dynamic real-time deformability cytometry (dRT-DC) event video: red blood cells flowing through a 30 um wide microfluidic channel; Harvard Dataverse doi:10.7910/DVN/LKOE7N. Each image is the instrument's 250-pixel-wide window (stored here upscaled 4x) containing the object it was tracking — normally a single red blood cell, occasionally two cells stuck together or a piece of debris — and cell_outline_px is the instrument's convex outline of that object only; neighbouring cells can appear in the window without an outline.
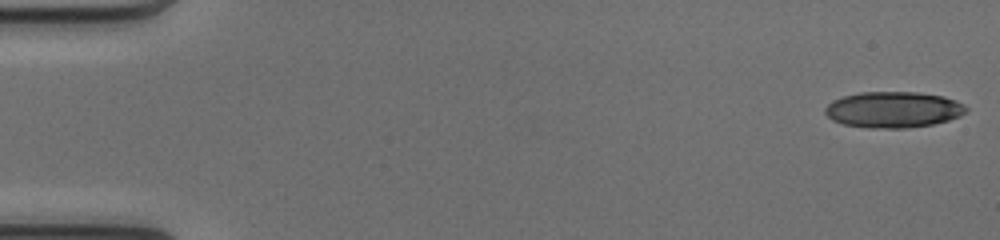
{"species": "common noctule bat (a hibernating species)", "species_latin": "Nyctalus noctula", "temperature_condition": "cold", "stored_images_in_passage": 51, "camera_frame_rate_fps": 3000, "um_per_image_px": 0.085, "animal": {"sex": "female", "body_mass_g": 17.0, "forearm_length_mm": 48.0}, "frame": {"image": 1, "passage_image": 1, "time_ms": 0.0, "image_size_px": [1000, 240], "cell_outline_px": [[968, 108], [960, 116], [948, 120], [932, 124], [908, 128], [868, 128], [844, 124], [832, 120], [824, 112], [824, 108], [832, 100], [844, 96], [860, 92], [916, 92], [944, 96], [956, 100], [964, 104]], "centroid_in_image_um": [75.92, 9.32], "position_along_channel_um": 9.1, "area_um2": 29.71}}
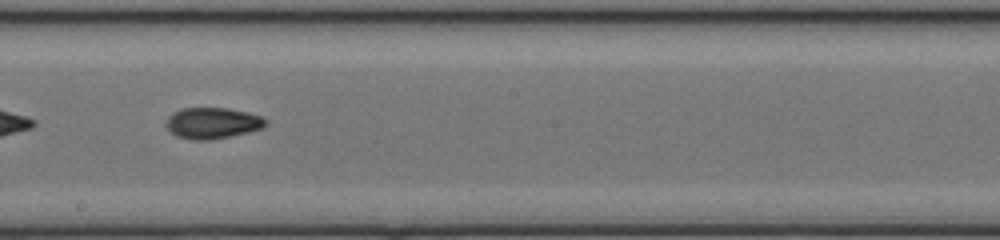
{"frame": {"image": 2, "passage_image": 29, "time_ms": 9.333, "image_size_px": [1000, 240], "cell_outline_px": [[268, 124], [264, 128], [248, 132], [212, 140], [192, 140], [176, 136], [164, 124], [168, 116], [172, 112], [180, 108], [228, 108], [248, 112], [260, 116], [268, 120]], "centroid_in_image_um": [18.06, 10.46], "position_along_channel_um": 230.1, "area_um2": 18.32}}
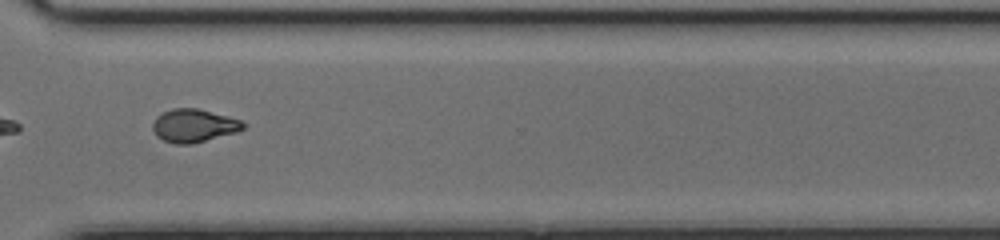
{"frame": {"image": 3, "passage_image": 38, "time_ms": 12.333, "image_size_px": [1000, 240], "cell_outline_px": [[248, 124], [244, 128], [236, 132], [192, 144], [176, 144], [164, 140], [156, 136], [152, 128], [152, 124], [156, 116], [172, 108], [196, 108], [228, 116], [240, 120]], "centroid_in_image_um": [16.47, 10.68], "position_along_channel_um": 354.1, "area_um2": 17.46}, "authors_computed_cell_mechanics": {"area_um2": 18.0336, "velocity_mm_per_s": 4.1408, "shape_relaxation_time_tau1_ms": null, "shape_relaxation_time_tau2_ms": 2.2298, "deformation_change_tau1": null, "deformation_change_tau2": 0.0735}}